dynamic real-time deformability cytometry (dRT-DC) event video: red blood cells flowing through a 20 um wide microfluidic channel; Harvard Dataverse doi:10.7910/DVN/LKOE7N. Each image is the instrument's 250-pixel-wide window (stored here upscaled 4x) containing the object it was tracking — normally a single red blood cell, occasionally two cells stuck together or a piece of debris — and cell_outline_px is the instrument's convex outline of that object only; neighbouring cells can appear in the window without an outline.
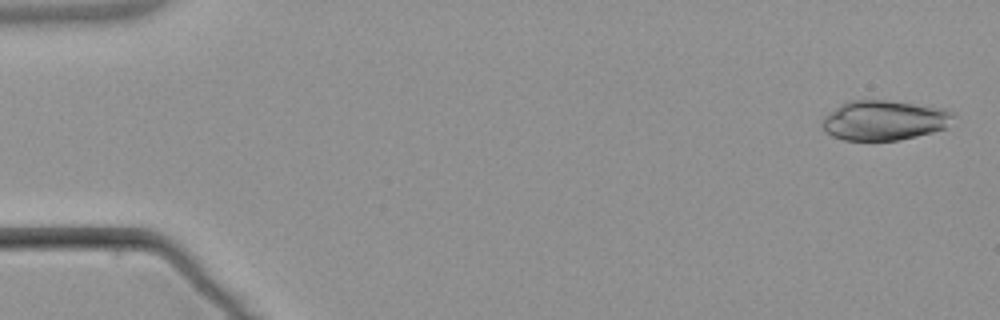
{"species": "common noctule bat (a hibernating species)", "species_latin": "Nyctalus noctula", "temperature_condition": "warm", "stored_images_in_passage": 4, "camera_frame_rate_fps": 3000, "um_per_image_px": 0.085, "animal": {"sex": "male", "body_mass_g": 21.5, "forearm_length_mm": 52.0}, "frame": {"image": 1, "passage_image": 1, "time_ms": 0.0, "image_size_px": [1000, 320], "cell_outline_px": [[956, 116], [944, 128], [932, 132], [900, 140], [844, 140], [832, 136], [824, 128], [824, 116], [828, 112], [840, 104], [848, 100], [888, 100], [944, 108], [952, 112]], "centroid_in_image_um": [75.17, 10.21], "position_along_channel_um": 9.8, "area_um2": 30.35}}
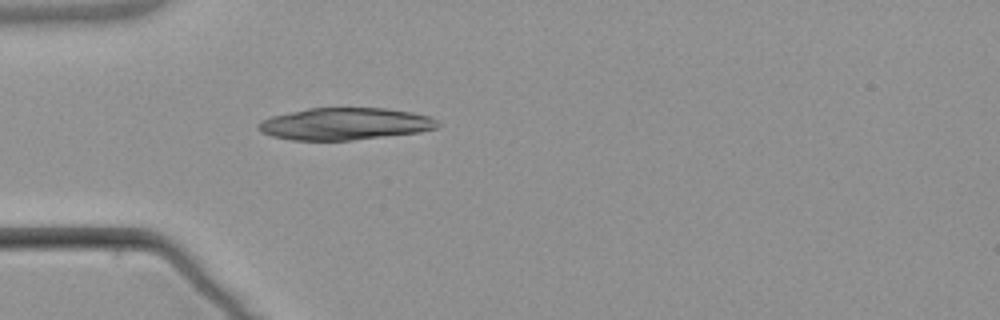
{"frame": {"image": 2, "passage_image": 4, "time_ms": 4.667, "image_size_px": [1000, 320], "cell_outline_px": [[440, 128], [420, 132], [352, 140], [292, 140], [272, 136], [260, 132], [256, 128], [256, 124], [260, 120], [272, 116], [308, 108], [384, 108], [412, 112], [428, 116], [436, 120], [440, 124]], "centroid_in_image_um": [29.3, 10.53], "position_along_channel_um": 55.7, "area_um2": 33.64}}